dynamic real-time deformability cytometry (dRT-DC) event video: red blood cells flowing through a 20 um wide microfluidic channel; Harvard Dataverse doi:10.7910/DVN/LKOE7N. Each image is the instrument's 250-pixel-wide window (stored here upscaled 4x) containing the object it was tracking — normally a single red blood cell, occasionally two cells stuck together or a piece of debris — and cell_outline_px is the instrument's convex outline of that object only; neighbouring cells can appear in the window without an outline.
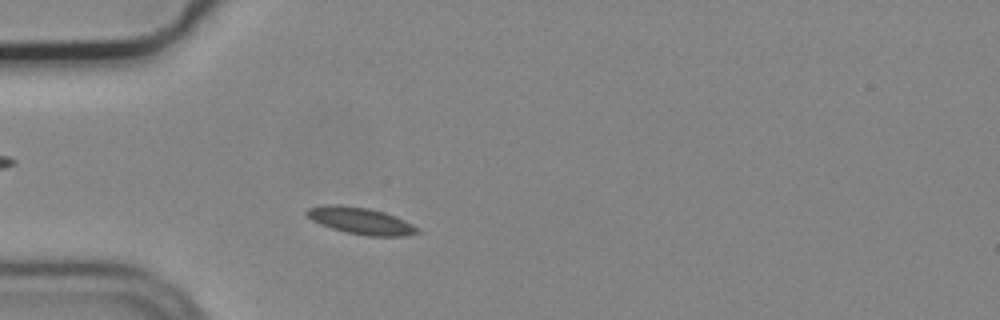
{"species": "common noctule bat (a hibernating species)", "species_latin": "Nyctalus noctula", "temperature_condition": "cold", "stored_images_in_passage": 47, "camera_frame_rate_fps": 3000, "um_per_image_px": 0.085, "animal": {"sex": "male", "body_mass_g": 19.2, "forearm_length_mm": 51.8}, "frame": {"image": 1, "passage_image": 7, "time_ms": 2.0, "image_size_px": [1000, 320], "cell_outline_px": [[420, 232], [404, 236], [368, 236], [344, 232], [320, 224], [312, 220], [304, 212], [308, 208], [328, 204], [340, 204], [368, 208], [384, 212], [404, 220], [412, 224]], "centroid_in_image_um": [30.62, 18.76], "position_along_channel_um": 54.4, "area_um2": 17.17}}
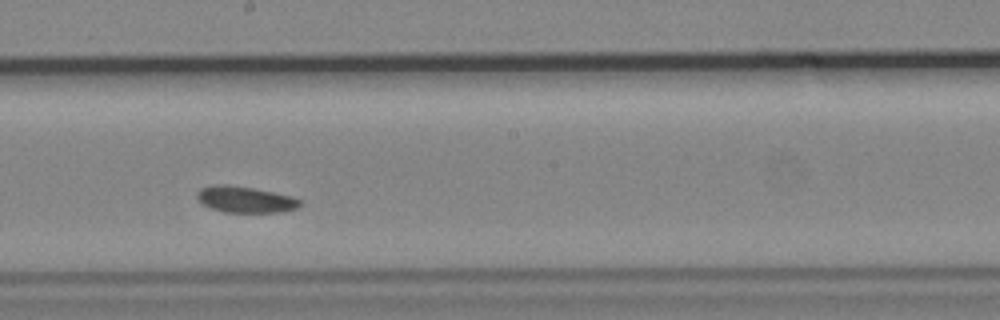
{"frame": {"image": 2, "passage_image": 22, "time_ms": 7.0, "image_size_px": [1000, 320], "cell_outline_px": [[300, 204], [296, 208], [280, 212], [224, 212], [212, 208], [204, 204], [196, 196], [196, 192], [200, 188], [212, 184], [228, 184], [252, 188], [292, 196], [300, 200]], "centroid_in_image_um": [20.81, 16.94], "position_along_channel_um": 227.4, "area_um2": 15.61}}
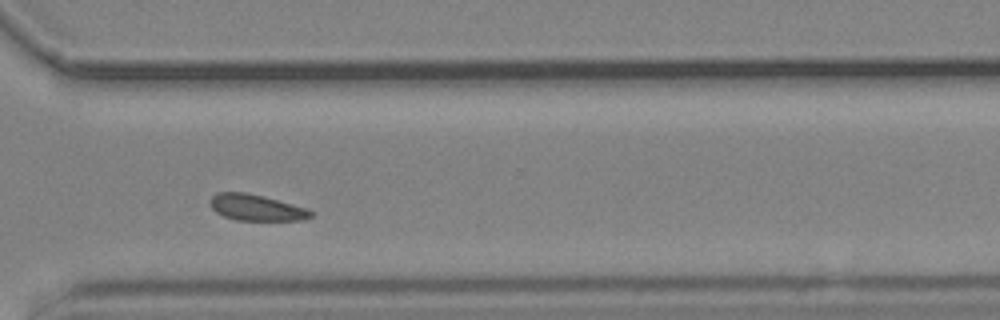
{"frame": {"image": 3, "passage_image": 32, "time_ms": 10.333, "image_size_px": [1000, 320], "cell_outline_px": [[316, 212], [312, 216], [304, 220], [236, 220], [224, 216], [216, 212], [212, 208], [208, 200], [216, 192], [248, 192], [264, 196], [304, 208]], "centroid_in_image_um": [21.75, 17.64], "position_along_channel_um": 348.8, "area_um2": 15.37}, "authors_computed_cell_mechanics": {"area_um2": 15.895, "velocity_mm_per_s": 3.6427, "shape_relaxation_time_tau1_ms": 3.7028, "shape_relaxation_time_tau2_ms": null, "deformation_change_tau1": 0.0541, "deformation_change_tau2": null}}